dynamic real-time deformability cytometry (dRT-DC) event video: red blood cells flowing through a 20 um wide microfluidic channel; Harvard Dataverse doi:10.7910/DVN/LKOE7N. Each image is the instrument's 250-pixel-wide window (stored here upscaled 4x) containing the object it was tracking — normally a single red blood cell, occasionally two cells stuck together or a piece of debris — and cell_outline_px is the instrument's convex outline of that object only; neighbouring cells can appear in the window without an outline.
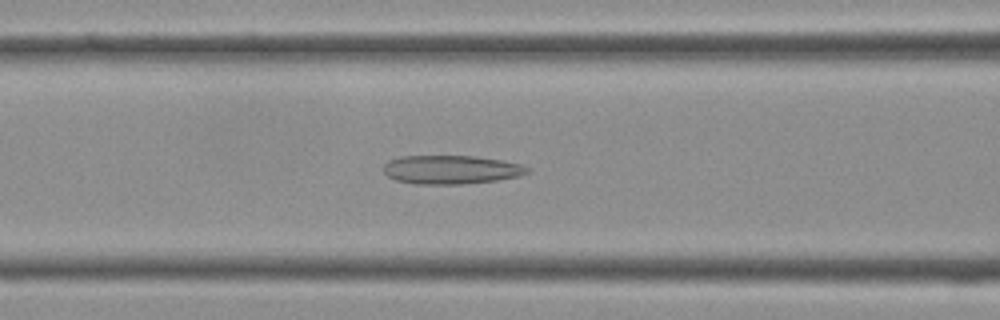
{"species": "Egyptian fruit bat (a non-hibernating species)", "species_latin": "Rousettus aegyptiacus", "temperature_condition": "cold", "stored_images_in_passage": 39, "camera_frame_rate_fps": 3000, "um_per_image_px": 0.085, "frame": {"image": 1, "passage_image": 14, "time_ms": 4.333, "image_size_px": [1000, 320], "cell_outline_px": [[532, 172], [520, 176], [496, 180], [460, 184], [416, 184], [396, 180], [388, 176], [384, 172], [384, 164], [388, 160], [400, 156], [476, 156], [500, 160], [520, 164], [532, 168]], "centroid_in_image_um": [38.37, 14.41], "position_along_channel_um": 128.2, "area_um2": 24.16}}
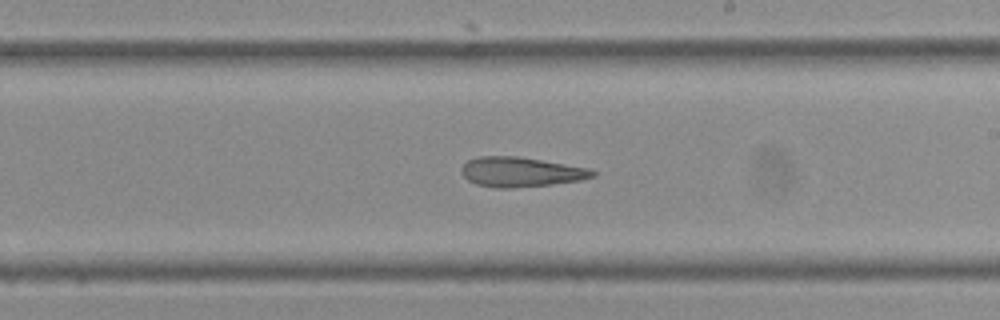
{"frame": {"image": 2, "passage_image": 21, "time_ms": 6.667, "image_size_px": [1000, 320], "cell_outline_px": [[596, 176], [580, 180], [552, 184], [512, 188], [496, 188], [476, 184], [468, 180], [460, 172], [460, 168], [468, 160], [480, 156], [516, 156], [588, 168], [596, 172]], "centroid_in_image_um": [44.24, 14.62], "position_along_channel_um": 244.8, "area_um2": 22.6}}
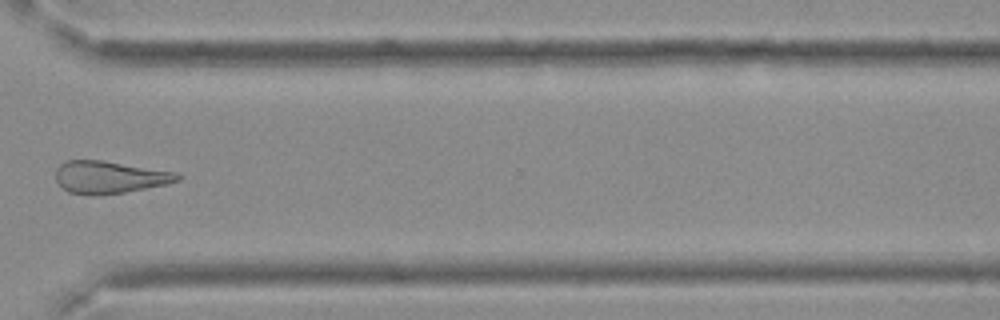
{"frame": {"image": 3, "passage_image": 28, "time_ms": 9.0, "image_size_px": [1000, 320], "cell_outline_px": [[184, 176], [180, 180], [164, 184], [124, 192], [96, 196], [92, 196], [68, 192], [60, 188], [56, 180], [56, 168], [64, 160], [104, 160], [180, 172]], "centroid_in_image_um": [9.31, 15.05], "position_along_channel_um": 361.3, "area_um2": 23.47}}